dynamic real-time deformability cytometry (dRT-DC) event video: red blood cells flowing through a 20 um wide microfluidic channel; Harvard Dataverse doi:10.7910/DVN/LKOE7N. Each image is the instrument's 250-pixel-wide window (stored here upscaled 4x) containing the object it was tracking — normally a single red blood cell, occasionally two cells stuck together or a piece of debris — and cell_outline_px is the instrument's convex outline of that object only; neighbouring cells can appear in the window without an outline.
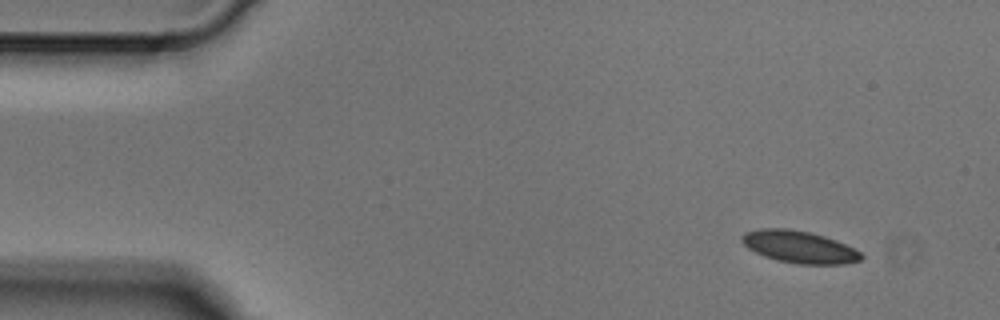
{"species": "Egyptian fruit bat (a non-hibernating species)", "species_latin": "Rousettus aegyptiacus", "temperature_condition": "cold", "stored_images_in_passage": 4, "camera_frame_rate_fps": 3000, "um_per_image_px": 0.085, "animal": {"sex": "male"}, "frame": {"image": 1, "passage_image": 1, "time_ms": 0.0, "image_size_px": [1000, 320], "cell_outline_px": [[864, 256], [860, 260], [844, 264], [796, 264], [776, 260], [764, 256], [748, 248], [740, 240], [740, 236], [744, 232], [760, 228], [788, 228], [808, 232], [824, 236], [836, 240], [860, 252]], "centroid_in_image_um": [67.89, 20.98], "position_along_channel_um": 17.1, "area_um2": 22.37}}
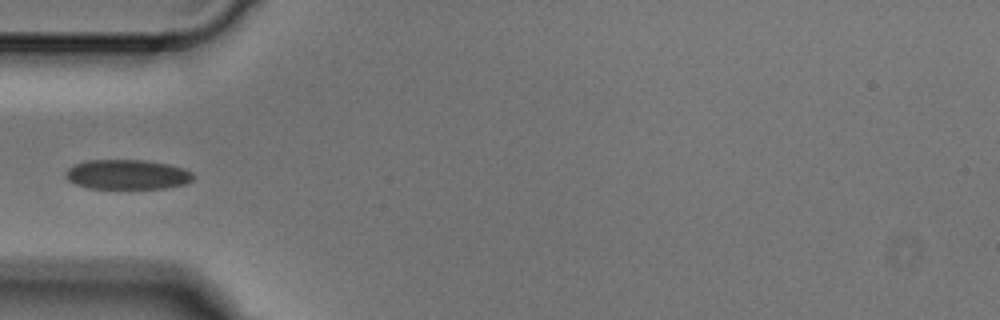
{"frame": {"image": 2, "passage_image": 4, "time_ms": 1.0, "image_size_px": [1000, 320], "cell_outline_px": [[196, 176], [188, 184], [168, 188], [88, 188], [76, 184], [68, 180], [64, 176], [64, 172], [72, 164], [88, 160], [144, 160], [168, 164], [184, 168], [192, 172]], "centroid_in_image_um": [10.83, 14.83], "position_along_channel_um": 74.2, "area_um2": 22.43}}